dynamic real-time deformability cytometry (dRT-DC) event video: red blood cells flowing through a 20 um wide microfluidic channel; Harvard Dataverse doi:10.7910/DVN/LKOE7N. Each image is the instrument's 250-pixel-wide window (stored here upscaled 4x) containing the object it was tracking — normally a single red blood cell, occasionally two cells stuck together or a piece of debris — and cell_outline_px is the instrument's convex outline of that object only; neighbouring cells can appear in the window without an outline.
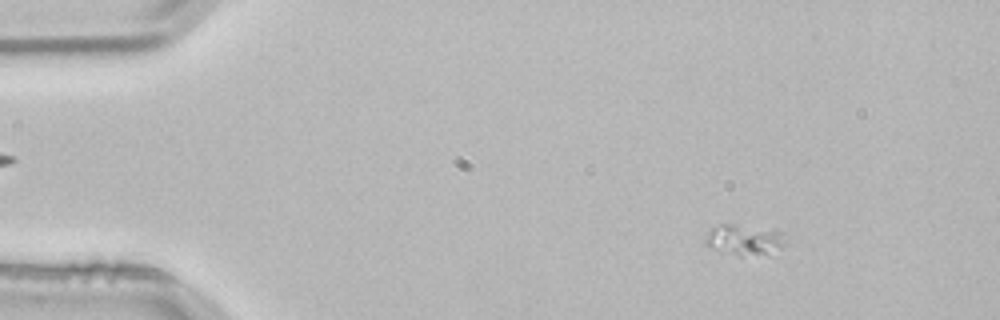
{"species": "common noctule bat (a hibernating species)", "species_latin": "Nyctalus noctula", "temperature_condition": "room temperature", "stored_images_in_passage": 2, "camera_frame_rate_fps": 3000, "um_per_image_px": 0.085, "animal": {"sex": "male", "body_mass_g": 21.5, "forearm_length_mm": 52.0}, "frame": {"image": 1, "passage_image": 1, "time_ms": 0.0, "image_size_px": [1000, 320], "cell_outline_px": [[784, 244], [780, 248], [764, 252], [740, 256], [708, 248], [704, 244], [704, 240], [708, 232], [712, 228], [720, 224], [736, 224], [780, 232]], "centroid_in_image_um": [63.11, 20.37], "position_along_channel_um": 21.9, "area_um2": 13.64}}